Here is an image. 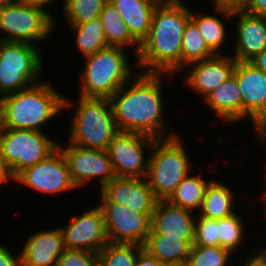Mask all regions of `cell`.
Returning <instances> with one entry per match:
<instances>
[{
	"instance_id": "1",
	"label": "cell",
	"mask_w": 266,
	"mask_h": 266,
	"mask_svg": "<svg viewBox=\"0 0 266 266\" xmlns=\"http://www.w3.org/2000/svg\"><path fill=\"white\" fill-rule=\"evenodd\" d=\"M173 76L138 71L116 91L109 102L118 130L137 132L155 139L177 135L178 132L169 131L170 125L164 115L166 106L162 99L164 81L166 78L173 80Z\"/></svg>"
},
{
	"instance_id": "2",
	"label": "cell",
	"mask_w": 266,
	"mask_h": 266,
	"mask_svg": "<svg viewBox=\"0 0 266 266\" xmlns=\"http://www.w3.org/2000/svg\"><path fill=\"white\" fill-rule=\"evenodd\" d=\"M186 4L183 0H162L157 5L148 36L135 57L139 72L181 73L182 36L191 19V8Z\"/></svg>"
},
{
	"instance_id": "3",
	"label": "cell",
	"mask_w": 266,
	"mask_h": 266,
	"mask_svg": "<svg viewBox=\"0 0 266 266\" xmlns=\"http://www.w3.org/2000/svg\"><path fill=\"white\" fill-rule=\"evenodd\" d=\"M64 97L46 81L4 95L0 97L1 128L44 131L43 125L64 112Z\"/></svg>"
},
{
	"instance_id": "4",
	"label": "cell",
	"mask_w": 266,
	"mask_h": 266,
	"mask_svg": "<svg viewBox=\"0 0 266 266\" xmlns=\"http://www.w3.org/2000/svg\"><path fill=\"white\" fill-rule=\"evenodd\" d=\"M128 49L109 46L95 54L83 57L84 65L79 73L78 95L86 98H111L129 82L138 71L136 61L131 65ZM135 73L133 72V67Z\"/></svg>"
},
{
	"instance_id": "5",
	"label": "cell",
	"mask_w": 266,
	"mask_h": 266,
	"mask_svg": "<svg viewBox=\"0 0 266 266\" xmlns=\"http://www.w3.org/2000/svg\"><path fill=\"white\" fill-rule=\"evenodd\" d=\"M74 103H77L74 109ZM74 113L70 119L68 142L87 149L107 151L119 132L108 98H86L78 96L77 101L64 97V110Z\"/></svg>"
},
{
	"instance_id": "6",
	"label": "cell",
	"mask_w": 266,
	"mask_h": 266,
	"mask_svg": "<svg viewBox=\"0 0 266 266\" xmlns=\"http://www.w3.org/2000/svg\"><path fill=\"white\" fill-rule=\"evenodd\" d=\"M182 138L156 139L151 148L146 178L158 200H167L194 169Z\"/></svg>"
},
{
	"instance_id": "7",
	"label": "cell",
	"mask_w": 266,
	"mask_h": 266,
	"mask_svg": "<svg viewBox=\"0 0 266 266\" xmlns=\"http://www.w3.org/2000/svg\"><path fill=\"white\" fill-rule=\"evenodd\" d=\"M39 46L0 41V97L42 81L44 59Z\"/></svg>"
},
{
	"instance_id": "8",
	"label": "cell",
	"mask_w": 266,
	"mask_h": 266,
	"mask_svg": "<svg viewBox=\"0 0 266 266\" xmlns=\"http://www.w3.org/2000/svg\"><path fill=\"white\" fill-rule=\"evenodd\" d=\"M57 143L45 131L0 128V160L13 180L24 169L44 160Z\"/></svg>"
},
{
	"instance_id": "9",
	"label": "cell",
	"mask_w": 266,
	"mask_h": 266,
	"mask_svg": "<svg viewBox=\"0 0 266 266\" xmlns=\"http://www.w3.org/2000/svg\"><path fill=\"white\" fill-rule=\"evenodd\" d=\"M55 27V20L47 12L17 0L0 10V41L39 46L38 42L47 41L53 35Z\"/></svg>"
},
{
	"instance_id": "10",
	"label": "cell",
	"mask_w": 266,
	"mask_h": 266,
	"mask_svg": "<svg viewBox=\"0 0 266 266\" xmlns=\"http://www.w3.org/2000/svg\"><path fill=\"white\" fill-rule=\"evenodd\" d=\"M155 140L145 134L119 131L107 149L116 177H147L150 152Z\"/></svg>"
},
{
	"instance_id": "11",
	"label": "cell",
	"mask_w": 266,
	"mask_h": 266,
	"mask_svg": "<svg viewBox=\"0 0 266 266\" xmlns=\"http://www.w3.org/2000/svg\"><path fill=\"white\" fill-rule=\"evenodd\" d=\"M98 205L104 214L109 242L145 244L151 232V217L148 214L132 212L126 206L111 201L101 190Z\"/></svg>"
},
{
	"instance_id": "12",
	"label": "cell",
	"mask_w": 266,
	"mask_h": 266,
	"mask_svg": "<svg viewBox=\"0 0 266 266\" xmlns=\"http://www.w3.org/2000/svg\"><path fill=\"white\" fill-rule=\"evenodd\" d=\"M13 180L43 195L57 196L73 189L78 190L71 179L66 159L58 147L44 160L24 169Z\"/></svg>"
},
{
	"instance_id": "13",
	"label": "cell",
	"mask_w": 266,
	"mask_h": 266,
	"mask_svg": "<svg viewBox=\"0 0 266 266\" xmlns=\"http://www.w3.org/2000/svg\"><path fill=\"white\" fill-rule=\"evenodd\" d=\"M67 143L61 145L58 142L57 147L66 159L71 179L78 190L94 179H98L101 190L116 177L107 151Z\"/></svg>"
},
{
	"instance_id": "14",
	"label": "cell",
	"mask_w": 266,
	"mask_h": 266,
	"mask_svg": "<svg viewBox=\"0 0 266 266\" xmlns=\"http://www.w3.org/2000/svg\"><path fill=\"white\" fill-rule=\"evenodd\" d=\"M82 215L72 216L61 226L65 249H76L98 254L109 242L101 207L96 204Z\"/></svg>"
},
{
	"instance_id": "15",
	"label": "cell",
	"mask_w": 266,
	"mask_h": 266,
	"mask_svg": "<svg viewBox=\"0 0 266 266\" xmlns=\"http://www.w3.org/2000/svg\"><path fill=\"white\" fill-rule=\"evenodd\" d=\"M216 14L236 19L232 32L235 47L231 55L236 61L249 62L266 48V16L252 15L241 10L213 7Z\"/></svg>"
},
{
	"instance_id": "16",
	"label": "cell",
	"mask_w": 266,
	"mask_h": 266,
	"mask_svg": "<svg viewBox=\"0 0 266 266\" xmlns=\"http://www.w3.org/2000/svg\"><path fill=\"white\" fill-rule=\"evenodd\" d=\"M226 54L193 62L182 69V73L186 70V76L181 82L198 94L201 101L233 75L237 61L232 55Z\"/></svg>"
},
{
	"instance_id": "17",
	"label": "cell",
	"mask_w": 266,
	"mask_h": 266,
	"mask_svg": "<svg viewBox=\"0 0 266 266\" xmlns=\"http://www.w3.org/2000/svg\"><path fill=\"white\" fill-rule=\"evenodd\" d=\"M233 75L242 98V121L249 118L254 127L266 114V74L249 62L237 61Z\"/></svg>"
},
{
	"instance_id": "18",
	"label": "cell",
	"mask_w": 266,
	"mask_h": 266,
	"mask_svg": "<svg viewBox=\"0 0 266 266\" xmlns=\"http://www.w3.org/2000/svg\"><path fill=\"white\" fill-rule=\"evenodd\" d=\"M196 214L174 206L167 200H158L151 216V232L148 237H178L193 245Z\"/></svg>"
},
{
	"instance_id": "19",
	"label": "cell",
	"mask_w": 266,
	"mask_h": 266,
	"mask_svg": "<svg viewBox=\"0 0 266 266\" xmlns=\"http://www.w3.org/2000/svg\"><path fill=\"white\" fill-rule=\"evenodd\" d=\"M101 191L111 200L126 206L132 212L152 216L158 199L144 178L115 177Z\"/></svg>"
},
{
	"instance_id": "20",
	"label": "cell",
	"mask_w": 266,
	"mask_h": 266,
	"mask_svg": "<svg viewBox=\"0 0 266 266\" xmlns=\"http://www.w3.org/2000/svg\"><path fill=\"white\" fill-rule=\"evenodd\" d=\"M64 250L61 228L34 232L20 250L22 266H56Z\"/></svg>"
},
{
	"instance_id": "21",
	"label": "cell",
	"mask_w": 266,
	"mask_h": 266,
	"mask_svg": "<svg viewBox=\"0 0 266 266\" xmlns=\"http://www.w3.org/2000/svg\"><path fill=\"white\" fill-rule=\"evenodd\" d=\"M202 102L226 125L242 120V98L234 75L211 91Z\"/></svg>"
},
{
	"instance_id": "22",
	"label": "cell",
	"mask_w": 266,
	"mask_h": 266,
	"mask_svg": "<svg viewBox=\"0 0 266 266\" xmlns=\"http://www.w3.org/2000/svg\"><path fill=\"white\" fill-rule=\"evenodd\" d=\"M119 11L131 35L141 44L148 36L153 13L162 0H108Z\"/></svg>"
},
{
	"instance_id": "23",
	"label": "cell",
	"mask_w": 266,
	"mask_h": 266,
	"mask_svg": "<svg viewBox=\"0 0 266 266\" xmlns=\"http://www.w3.org/2000/svg\"><path fill=\"white\" fill-rule=\"evenodd\" d=\"M232 187L224 184L218 179L209 183L205 190L202 206L197 215L212 219L229 217L237 212L235 210V199Z\"/></svg>"
},
{
	"instance_id": "24",
	"label": "cell",
	"mask_w": 266,
	"mask_h": 266,
	"mask_svg": "<svg viewBox=\"0 0 266 266\" xmlns=\"http://www.w3.org/2000/svg\"><path fill=\"white\" fill-rule=\"evenodd\" d=\"M100 19L104 26L108 45L132 48L131 53L135 54L133 56L136 57L140 49V43L131 35L127 25L120 18L119 11L110 1L104 4Z\"/></svg>"
},
{
	"instance_id": "25",
	"label": "cell",
	"mask_w": 266,
	"mask_h": 266,
	"mask_svg": "<svg viewBox=\"0 0 266 266\" xmlns=\"http://www.w3.org/2000/svg\"><path fill=\"white\" fill-rule=\"evenodd\" d=\"M193 171L187 175L176 187L172 195L167 199L174 206L181 207L193 212H199L205 195V190L213 180L205 179L199 172ZM196 210V211H195Z\"/></svg>"
},
{
	"instance_id": "26",
	"label": "cell",
	"mask_w": 266,
	"mask_h": 266,
	"mask_svg": "<svg viewBox=\"0 0 266 266\" xmlns=\"http://www.w3.org/2000/svg\"><path fill=\"white\" fill-rule=\"evenodd\" d=\"M192 246L178 237H148L143 245L144 250L164 264L187 262Z\"/></svg>"
},
{
	"instance_id": "27",
	"label": "cell",
	"mask_w": 266,
	"mask_h": 266,
	"mask_svg": "<svg viewBox=\"0 0 266 266\" xmlns=\"http://www.w3.org/2000/svg\"><path fill=\"white\" fill-rule=\"evenodd\" d=\"M191 19L198 26L208 48L215 55H224V50L222 49H224L223 46H225L224 44L228 40L227 36L229 32H231L228 31L229 27H226L225 22H223L224 20L217 15L210 13L205 14V12L202 13L199 11L194 12V10H191Z\"/></svg>"
},
{
	"instance_id": "28",
	"label": "cell",
	"mask_w": 266,
	"mask_h": 266,
	"mask_svg": "<svg viewBox=\"0 0 266 266\" xmlns=\"http://www.w3.org/2000/svg\"><path fill=\"white\" fill-rule=\"evenodd\" d=\"M68 27L75 35L76 48L84 57L109 47L100 18L87 23L68 25Z\"/></svg>"
},
{
	"instance_id": "29",
	"label": "cell",
	"mask_w": 266,
	"mask_h": 266,
	"mask_svg": "<svg viewBox=\"0 0 266 266\" xmlns=\"http://www.w3.org/2000/svg\"><path fill=\"white\" fill-rule=\"evenodd\" d=\"M215 56L208 48L196 23L190 19L184 29L181 44V71L188 64Z\"/></svg>"
},
{
	"instance_id": "30",
	"label": "cell",
	"mask_w": 266,
	"mask_h": 266,
	"mask_svg": "<svg viewBox=\"0 0 266 266\" xmlns=\"http://www.w3.org/2000/svg\"><path fill=\"white\" fill-rule=\"evenodd\" d=\"M240 214L238 210L229 217L218 219V246L229 250L234 255L236 253L238 255V250H241V246L246 242L244 232L247 227L244 228L245 221Z\"/></svg>"
},
{
	"instance_id": "31",
	"label": "cell",
	"mask_w": 266,
	"mask_h": 266,
	"mask_svg": "<svg viewBox=\"0 0 266 266\" xmlns=\"http://www.w3.org/2000/svg\"><path fill=\"white\" fill-rule=\"evenodd\" d=\"M108 0H64L60 10L67 25H77L100 18Z\"/></svg>"
},
{
	"instance_id": "32",
	"label": "cell",
	"mask_w": 266,
	"mask_h": 266,
	"mask_svg": "<svg viewBox=\"0 0 266 266\" xmlns=\"http://www.w3.org/2000/svg\"><path fill=\"white\" fill-rule=\"evenodd\" d=\"M143 246L133 243L108 242L98 253L99 266H136Z\"/></svg>"
},
{
	"instance_id": "33",
	"label": "cell",
	"mask_w": 266,
	"mask_h": 266,
	"mask_svg": "<svg viewBox=\"0 0 266 266\" xmlns=\"http://www.w3.org/2000/svg\"><path fill=\"white\" fill-rule=\"evenodd\" d=\"M234 256L229 250L220 246L193 245L187 263L189 266H234L233 261H230Z\"/></svg>"
},
{
	"instance_id": "34",
	"label": "cell",
	"mask_w": 266,
	"mask_h": 266,
	"mask_svg": "<svg viewBox=\"0 0 266 266\" xmlns=\"http://www.w3.org/2000/svg\"><path fill=\"white\" fill-rule=\"evenodd\" d=\"M193 245L204 247L218 246V219L199 217L197 215Z\"/></svg>"
},
{
	"instance_id": "35",
	"label": "cell",
	"mask_w": 266,
	"mask_h": 266,
	"mask_svg": "<svg viewBox=\"0 0 266 266\" xmlns=\"http://www.w3.org/2000/svg\"><path fill=\"white\" fill-rule=\"evenodd\" d=\"M56 266H99V257L93 252L65 249Z\"/></svg>"
},
{
	"instance_id": "36",
	"label": "cell",
	"mask_w": 266,
	"mask_h": 266,
	"mask_svg": "<svg viewBox=\"0 0 266 266\" xmlns=\"http://www.w3.org/2000/svg\"><path fill=\"white\" fill-rule=\"evenodd\" d=\"M0 266H22L20 254H13L0 242Z\"/></svg>"
},
{
	"instance_id": "37",
	"label": "cell",
	"mask_w": 266,
	"mask_h": 266,
	"mask_svg": "<svg viewBox=\"0 0 266 266\" xmlns=\"http://www.w3.org/2000/svg\"><path fill=\"white\" fill-rule=\"evenodd\" d=\"M240 10L252 15L266 16V0H246Z\"/></svg>"
},
{
	"instance_id": "38",
	"label": "cell",
	"mask_w": 266,
	"mask_h": 266,
	"mask_svg": "<svg viewBox=\"0 0 266 266\" xmlns=\"http://www.w3.org/2000/svg\"><path fill=\"white\" fill-rule=\"evenodd\" d=\"M251 251L244 256L243 266H266V254L257 252L255 249Z\"/></svg>"
},
{
	"instance_id": "39",
	"label": "cell",
	"mask_w": 266,
	"mask_h": 266,
	"mask_svg": "<svg viewBox=\"0 0 266 266\" xmlns=\"http://www.w3.org/2000/svg\"><path fill=\"white\" fill-rule=\"evenodd\" d=\"M208 5L216 8H228L231 10H240L246 0H206Z\"/></svg>"
},
{
	"instance_id": "40",
	"label": "cell",
	"mask_w": 266,
	"mask_h": 266,
	"mask_svg": "<svg viewBox=\"0 0 266 266\" xmlns=\"http://www.w3.org/2000/svg\"><path fill=\"white\" fill-rule=\"evenodd\" d=\"M17 1L22 4L37 7V8L44 10L55 20V23H57L56 18H55L56 16L53 15L54 13L46 9L47 6H50L53 2H56L57 0H17ZM61 2H62L61 5L63 6L64 0H61Z\"/></svg>"
},
{
	"instance_id": "41",
	"label": "cell",
	"mask_w": 266,
	"mask_h": 266,
	"mask_svg": "<svg viewBox=\"0 0 266 266\" xmlns=\"http://www.w3.org/2000/svg\"><path fill=\"white\" fill-rule=\"evenodd\" d=\"M253 134L255 133L256 139L266 147V114L259 120V122L253 127Z\"/></svg>"
},
{
	"instance_id": "42",
	"label": "cell",
	"mask_w": 266,
	"mask_h": 266,
	"mask_svg": "<svg viewBox=\"0 0 266 266\" xmlns=\"http://www.w3.org/2000/svg\"><path fill=\"white\" fill-rule=\"evenodd\" d=\"M136 266H165V264L151 256L146 250H143L138 255Z\"/></svg>"
},
{
	"instance_id": "43",
	"label": "cell",
	"mask_w": 266,
	"mask_h": 266,
	"mask_svg": "<svg viewBox=\"0 0 266 266\" xmlns=\"http://www.w3.org/2000/svg\"><path fill=\"white\" fill-rule=\"evenodd\" d=\"M249 63L266 74V48L251 59Z\"/></svg>"
},
{
	"instance_id": "44",
	"label": "cell",
	"mask_w": 266,
	"mask_h": 266,
	"mask_svg": "<svg viewBox=\"0 0 266 266\" xmlns=\"http://www.w3.org/2000/svg\"><path fill=\"white\" fill-rule=\"evenodd\" d=\"M11 179L8 176L7 170L3 167V164L0 160V187L4 183H9Z\"/></svg>"
},
{
	"instance_id": "45",
	"label": "cell",
	"mask_w": 266,
	"mask_h": 266,
	"mask_svg": "<svg viewBox=\"0 0 266 266\" xmlns=\"http://www.w3.org/2000/svg\"><path fill=\"white\" fill-rule=\"evenodd\" d=\"M264 191H265V193H263V196H264L265 198L262 196V199H263V202H264V204H265V208H263V210H264V212H265V213L263 212V214H264L265 216L263 215V216H262L263 218L260 217V219L263 220V219L265 218L264 220L266 221V189H264ZM257 252H260V253L266 254V246L264 247V249H262V248L258 249Z\"/></svg>"
},
{
	"instance_id": "46",
	"label": "cell",
	"mask_w": 266,
	"mask_h": 266,
	"mask_svg": "<svg viewBox=\"0 0 266 266\" xmlns=\"http://www.w3.org/2000/svg\"><path fill=\"white\" fill-rule=\"evenodd\" d=\"M11 1H12V0H0V10H1L4 6L8 5Z\"/></svg>"
},
{
	"instance_id": "47",
	"label": "cell",
	"mask_w": 266,
	"mask_h": 266,
	"mask_svg": "<svg viewBox=\"0 0 266 266\" xmlns=\"http://www.w3.org/2000/svg\"><path fill=\"white\" fill-rule=\"evenodd\" d=\"M165 266H189L187 262L174 263V264H165Z\"/></svg>"
}]
</instances>
